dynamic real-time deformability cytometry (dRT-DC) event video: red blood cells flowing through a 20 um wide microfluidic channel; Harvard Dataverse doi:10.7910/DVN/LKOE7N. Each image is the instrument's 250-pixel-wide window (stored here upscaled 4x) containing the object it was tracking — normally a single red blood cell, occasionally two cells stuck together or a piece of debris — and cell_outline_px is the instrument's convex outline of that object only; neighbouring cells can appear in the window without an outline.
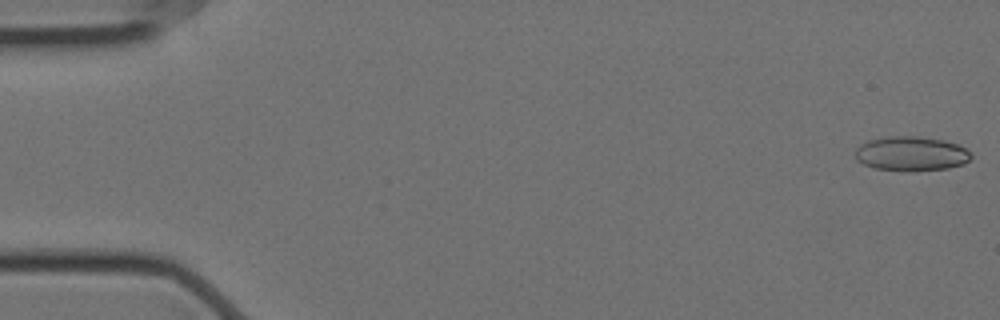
{"species": "Egyptian fruit bat (a non-hibernating species)", "species_latin": "Rousettus aegyptiacus", "temperature_condition": "cold", "stored_images_in_passage": 57, "camera_frame_rate_fps": 3000, "um_per_image_px": 0.085, "animal": {"sex": "female"}, "frame": {"image": 1, "passage_image": 1, "time_ms": 0.0, "image_size_px": [1000, 320], "cell_outline_px": [[972, 156], [964, 164], [948, 168], [908, 172], [876, 168], [864, 164], [856, 160], [856, 148], [860, 144], [868, 140], [888, 136], [920, 136], [944, 140], [968, 148], [972, 152]], "centroid_in_image_um": [77.48, 13.06], "position_along_channel_um": 7.5, "area_um2": 23.58}}
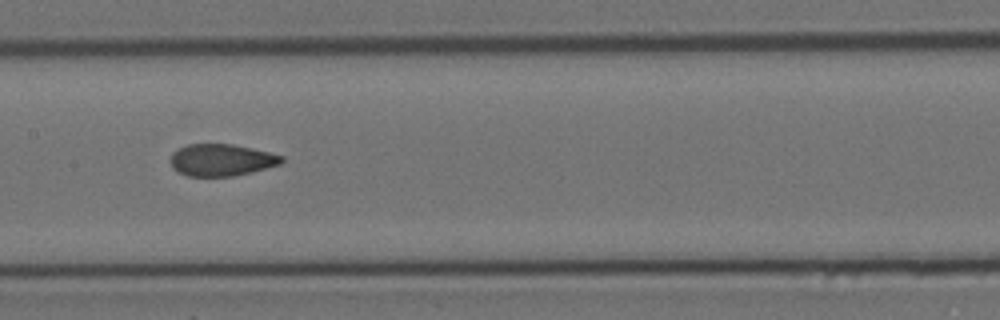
{"frame": {"image": 2, "passage_image": 28, "time_ms": 9.0, "image_size_px": [1000, 320], "cell_outline_px": [[284, 160], [280, 164], [252, 172], [232, 176], [188, 176], [172, 168], [172, 152], [188, 144], [232, 144], [268, 152], [284, 156]], "centroid_in_image_um": [18.84, 13.6], "position_along_channel_um": 188.6, "area_um2": 20.46}}
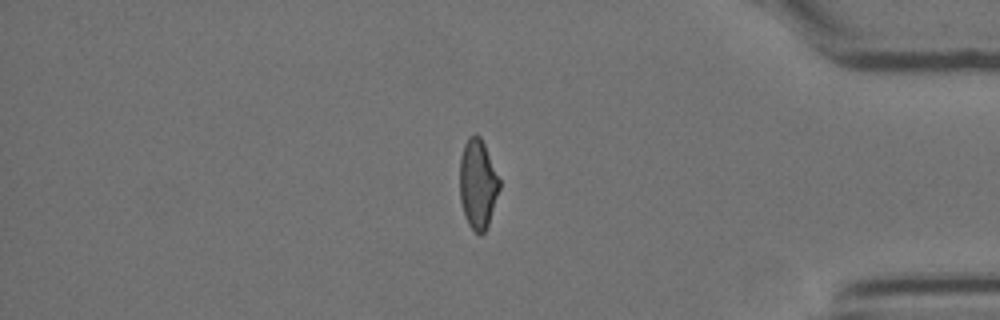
{"frame": {"image": 3, "passage_image": 48, "time_ms": 15.667, "image_size_px": [1000, 320], "cell_outline_px": [[500, 188], [488, 224], [484, 232], [480, 236], [468, 224], [460, 200], [460, 156], [464, 144], [468, 136], [476, 132], [480, 136], [484, 144], [500, 180]], "centroid_in_image_um": [40.6, 15.6], "position_along_channel_um": 394.6, "area_um2": 20.63}, "authors_computed_cell_mechanics": {"area_um2": 21.7328, "velocity_mm_per_s": 3.534, "shape_relaxation_time_tau1_ms": null, "shape_relaxation_time_tau2_ms": 1.9982, "deformation_change_tau1": null, "deformation_change_tau2": 0.0595}}